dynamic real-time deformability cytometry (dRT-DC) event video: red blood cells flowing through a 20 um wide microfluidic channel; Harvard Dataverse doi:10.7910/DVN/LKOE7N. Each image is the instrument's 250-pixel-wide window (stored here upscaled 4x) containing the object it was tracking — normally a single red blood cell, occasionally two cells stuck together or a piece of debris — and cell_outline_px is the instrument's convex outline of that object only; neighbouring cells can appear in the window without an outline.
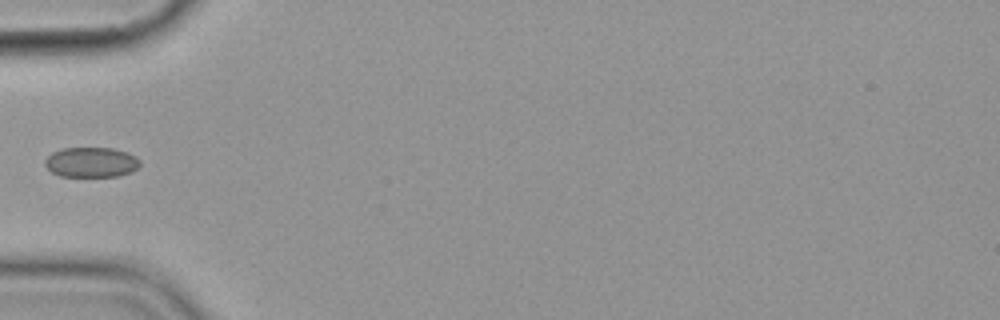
{"species": "common noctule bat (a hibernating species)", "species_latin": "Nyctalus noctula", "temperature_condition": "cold", "stored_images_in_passage": 1, "camera_frame_rate_fps": 3000, "um_per_image_px": 0.085, "animal": {"sex": "female", "body_mass_g": 19.9}, "frame": {"image": 1, "passage_image": 1, "time_ms": 0.0, "image_size_px": [1000, 320], "cell_outline_px": [[140, 164], [132, 172], [116, 176], [60, 176], [52, 172], [44, 164], [44, 160], [52, 152], [64, 148], [112, 148], [128, 152], [136, 156], [140, 160]], "centroid_in_image_um": [7.76, 13.78], "position_along_channel_um": 77.2, "area_um2": 16.65}}